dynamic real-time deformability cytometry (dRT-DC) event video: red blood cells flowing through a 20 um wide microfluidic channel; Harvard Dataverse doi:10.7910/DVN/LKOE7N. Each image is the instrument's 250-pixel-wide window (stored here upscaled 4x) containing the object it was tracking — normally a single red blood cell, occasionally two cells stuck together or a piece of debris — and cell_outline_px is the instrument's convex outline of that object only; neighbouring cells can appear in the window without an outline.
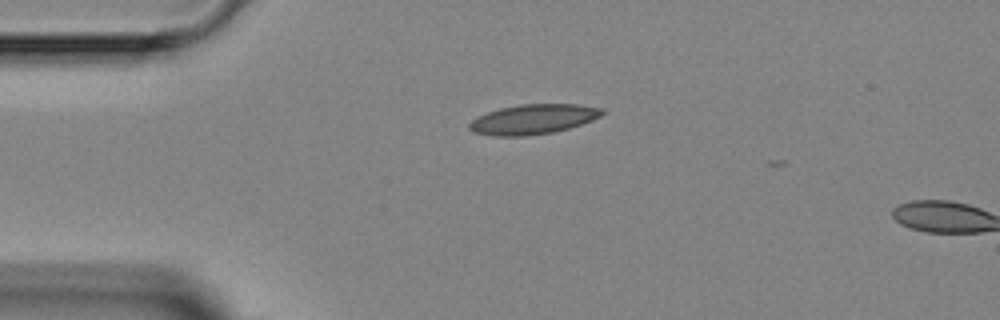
{"species": "Egyptian fruit bat (a non-hibernating species)", "species_latin": "Rousettus aegyptiacus", "temperature_condition": "room temperature", "stored_images_in_passage": 2, "camera_frame_rate_fps": 3000, "um_per_image_px": 0.085, "animal": {"sex": "female"}, "frame": {"image": 1, "passage_image": 1, "time_ms": 0.0, "image_size_px": [1000, 320], "cell_outline_px": [[604, 112], [600, 116], [592, 120], [568, 128], [552, 132], [524, 136], [492, 136], [472, 132], [468, 128], [468, 124], [476, 116], [500, 108], [520, 104], [576, 104], [604, 108]], "centroid_in_image_um": [45.28, 10.13], "position_along_channel_um": 39.7, "area_um2": 23.12}}